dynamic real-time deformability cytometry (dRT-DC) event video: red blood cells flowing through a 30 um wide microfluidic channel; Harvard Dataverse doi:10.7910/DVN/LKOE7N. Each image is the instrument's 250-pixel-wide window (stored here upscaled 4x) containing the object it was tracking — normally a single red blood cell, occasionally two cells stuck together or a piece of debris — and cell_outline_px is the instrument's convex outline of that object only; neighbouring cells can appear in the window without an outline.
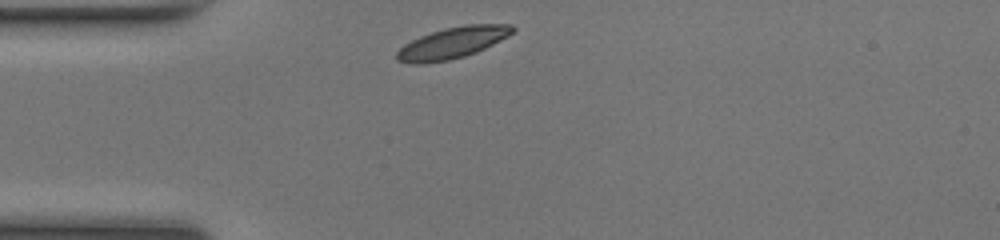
{"species": "common noctule bat (a hibernating species)", "species_latin": "Nyctalus noctula", "temperature_condition": "room temperature", "stored_images_in_passage": 29, "camera_frame_rate_fps": 3000, "um_per_image_px": 0.085, "animal": {"sex": "female", "body_mass_g": 17.0, "forearm_length_mm": 48.0}, "frame": {"image": 1, "passage_image": 1, "time_ms": 0.0, "image_size_px": [1000, 240], "cell_outline_px": [[516, 28], [508, 36], [476, 52], [464, 56], [448, 60], [424, 64], [408, 64], [396, 60], [396, 52], [404, 44], [420, 36], [444, 28], [464, 24], [512, 24]], "centroid_in_image_um": [38.43, 3.64], "position_along_channel_um": 46.6, "area_um2": 21.15}}
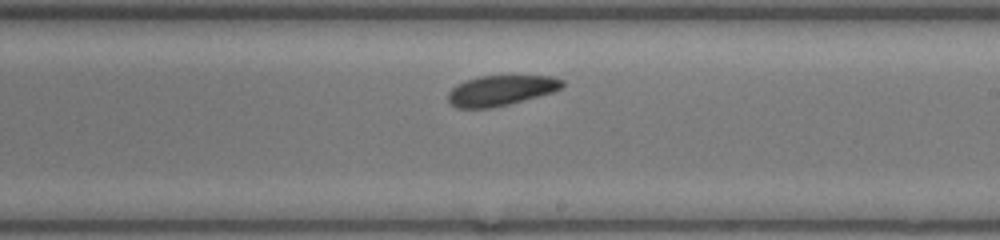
{"frame": {"image": 2, "passage_image": 17, "time_ms": 5.333, "image_size_px": [1000, 240], "cell_outline_px": [[564, 84], [560, 88], [552, 92], [508, 104], [492, 108], [456, 108], [448, 104], [448, 92], [456, 84], [480, 76], [552, 76], [564, 80]], "centroid_in_image_um": [42.53, 7.69], "position_along_channel_um": 246.5, "area_um2": 20.06}}
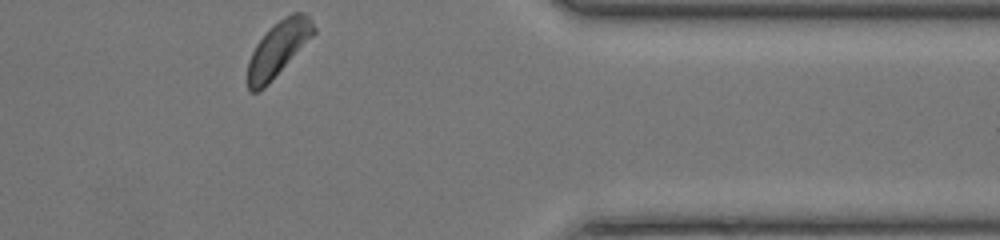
{"frame": {"image": 3, "passage_image": 29, "time_ms": 9.333, "image_size_px": [1000, 240], "cell_outline_px": [[316, 32], [268, 84], [264, 88], [256, 92], [248, 92], [248, 60], [256, 44], [284, 16], [292, 12], [304, 12], [312, 20], [316, 28]], "centroid_in_image_um": [23.66, 4.15], "position_along_channel_um": 387.7, "area_um2": 20.58}, "authors_computed_cell_mechanics": {"area_um2": 20.8658, "velocity_mm_per_s": 4.0635, "shape_relaxation_time_tau1_ms": 0.8962, "shape_relaxation_time_tau2_ms": 2.4913, "deformation_change_tau1": 0.049, "deformation_change_tau2": 0.069}}